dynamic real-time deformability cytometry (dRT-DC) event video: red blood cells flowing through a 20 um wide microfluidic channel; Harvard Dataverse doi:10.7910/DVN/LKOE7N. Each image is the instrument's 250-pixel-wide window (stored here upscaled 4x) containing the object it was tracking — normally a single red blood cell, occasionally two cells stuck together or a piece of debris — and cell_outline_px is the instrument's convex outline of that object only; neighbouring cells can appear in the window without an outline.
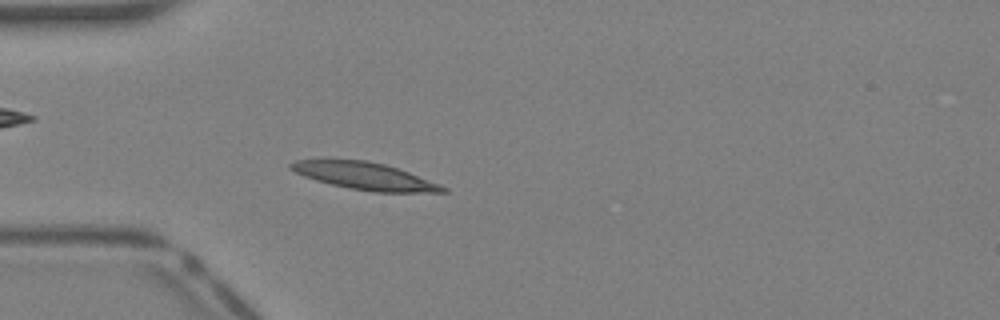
{"species": "Egyptian fruit bat (a non-hibernating species)", "species_latin": "Rousettus aegyptiacus", "temperature_condition": "warm", "stored_images_in_passage": 39, "camera_frame_rate_fps": 3000, "um_per_image_px": 0.085, "animal": {"sex": "female"}, "frame": {"image": 1, "passage_image": 11, "time_ms": 3.333, "image_size_px": [1000, 320], "cell_outline_px": [[448, 192], [372, 192], [348, 188], [316, 180], [304, 176], [288, 168], [288, 164], [296, 160], [368, 160], [384, 164], [408, 172], [440, 184], [448, 188]], "centroid_in_image_um": [31.01, 14.97], "position_along_channel_um": 54.0, "area_um2": 23.87}}
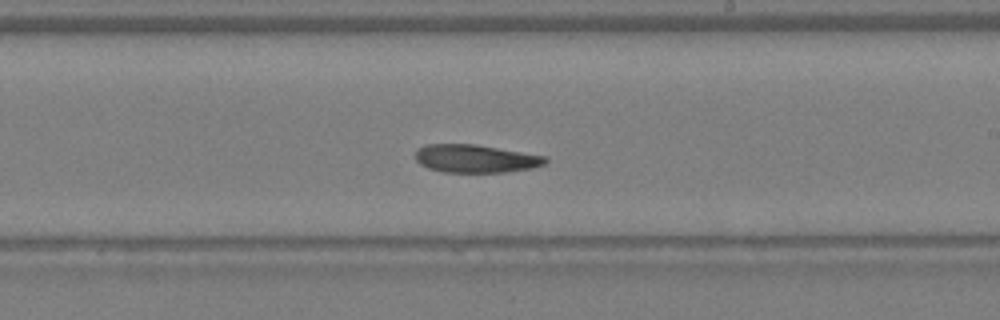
{"frame": {"image": 2, "passage_image": 23, "time_ms": 7.333, "image_size_px": [1000, 320], "cell_outline_px": [[548, 160], [544, 164], [532, 168], [504, 172], [444, 172], [428, 168], [420, 164], [416, 160], [416, 148], [428, 144], [476, 144], [548, 156]], "centroid_in_image_um": [40.43, 13.47], "position_along_channel_um": 248.6, "area_um2": 21.33}}
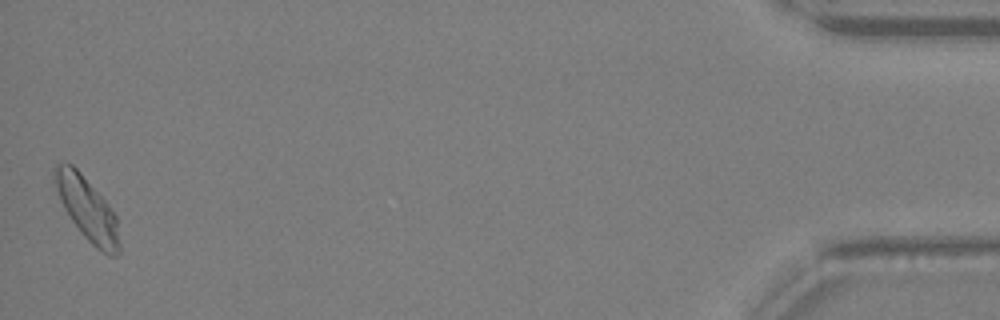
{"frame": {"image": 3, "passage_image": 39, "time_ms": 12.667, "image_size_px": [1000, 320], "cell_outline_px": [[120, 252], [116, 256], [108, 256], [96, 248], [80, 232], [64, 208], [60, 200], [52, 180], [52, 172], [56, 164], [72, 164], [80, 172], [108, 204], [116, 216], [120, 244]], "centroid_in_image_um": [7.4, 17.77], "position_along_channel_um": 427.8, "area_um2": 23.7}}